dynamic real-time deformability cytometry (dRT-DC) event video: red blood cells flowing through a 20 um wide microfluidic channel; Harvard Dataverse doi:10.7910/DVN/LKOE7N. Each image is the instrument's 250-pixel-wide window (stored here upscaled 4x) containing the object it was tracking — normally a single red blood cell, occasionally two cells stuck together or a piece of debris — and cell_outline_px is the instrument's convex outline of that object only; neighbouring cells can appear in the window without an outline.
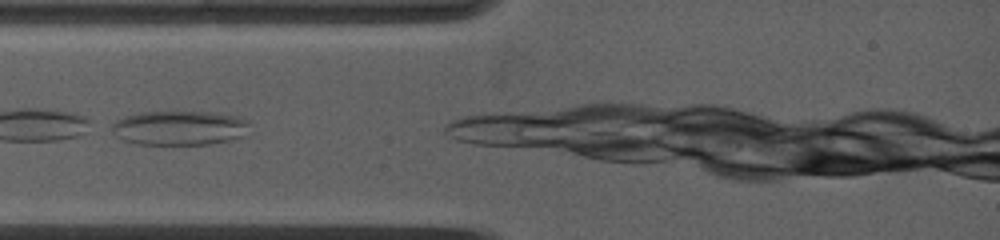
{"species": "common noctule bat (a hibernating species)", "species_latin": "Nyctalus noctula", "temperature_condition": "warm", "stored_images_in_passage": 6, "camera_frame_rate_fps": 5000, "um_per_image_px": 0.085, "animal": {"sex": "female", "body_mass_g": 19.0, "forearm_length_mm": 53.3}, "frame": {"image": 1, "passage_image": 1, "time_ms": 0.0, "image_size_px": [1000, 240], "cell_outline_px": [[248, 124], [244, 136], [228, 140], [208, 144], [136, 144], [124, 140], [116, 136], [112, 132], [112, 124], [116, 120], [124, 116], [140, 112], [212, 112], [240, 116], [248, 120]], "centroid_in_image_um": [15.24, 10.86], "position_along_channel_um": 69.8, "area_um2": 27.63}}
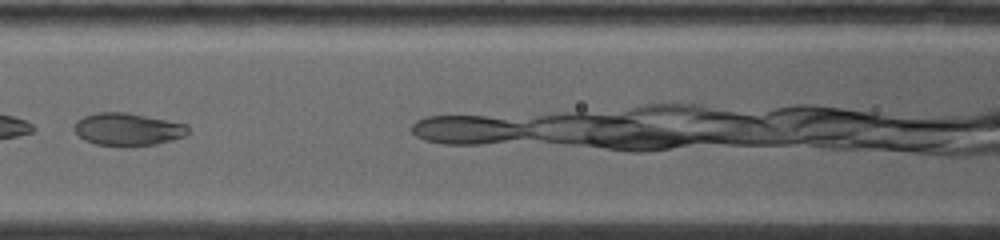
{"frame": {"image": 2, "passage_image": 5, "time_ms": 2.2, "image_size_px": [1000, 240], "cell_outline_px": [[188, 132], [184, 136], [172, 140], [156, 144], [96, 144], [84, 140], [72, 128], [76, 120], [84, 116], [96, 112], [128, 112], [188, 124]], "centroid_in_image_um": [10.85, 10.95], "position_along_channel_um": 155.8, "area_um2": 21.27}}